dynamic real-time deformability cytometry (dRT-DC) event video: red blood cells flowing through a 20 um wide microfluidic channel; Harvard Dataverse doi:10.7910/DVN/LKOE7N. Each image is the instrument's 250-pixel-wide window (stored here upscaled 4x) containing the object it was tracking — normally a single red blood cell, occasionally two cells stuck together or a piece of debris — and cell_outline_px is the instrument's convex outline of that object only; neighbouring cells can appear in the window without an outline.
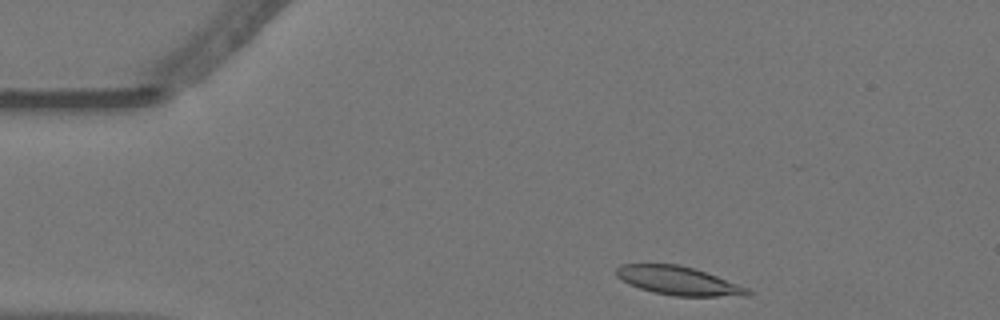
{"species": "Egyptian fruit bat (a non-hibernating species)", "species_latin": "Rousettus aegyptiacus", "temperature_condition": "warm", "stored_images_in_passage": 40, "camera_frame_rate_fps": 3000, "um_per_image_px": 0.085, "animal": {"sex": "female"}, "frame": {"image": 1, "passage_image": 2, "time_ms": 0.333, "image_size_px": [1000, 320], "cell_outline_px": [[752, 292], [748, 296], [672, 296], [652, 292], [628, 284], [616, 276], [616, 268], [620, 264], [676, 264], [692, 268], [716, 276], [748, 288]], "centroid_in_image_um": [57.63, 23.87], "position_along_channel_um": 27.4, "area_um2": 21.73}}
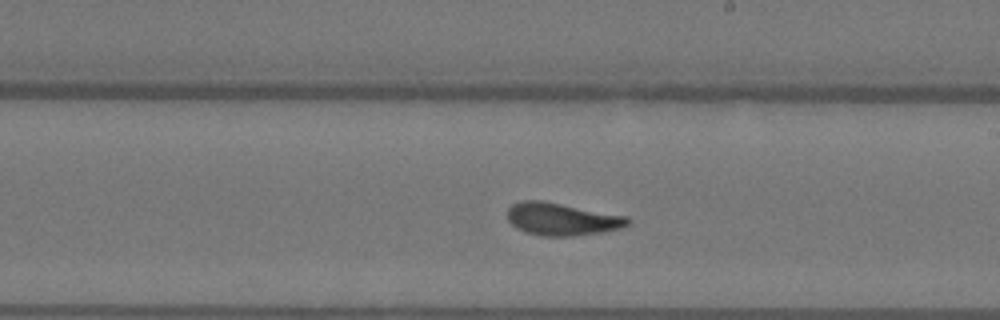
{"frame": {"image": 2, "passage_image": 25, "time_ms": 8.0, "image_size_px": [1000, 320], "cell_outline_px": [[632, 220], [628, 224], [620, 228], [604, 232], [572, 236], [540, 236], [524, 232], [516, 228], [508, 220], [508, 208], [512, 204], [520, 200], [544, 200], [628, 216]], "centroid_in_image_um": [47.76, 18.62], "position_along_channel_um": 241.2, "area_um2": 23.18}}
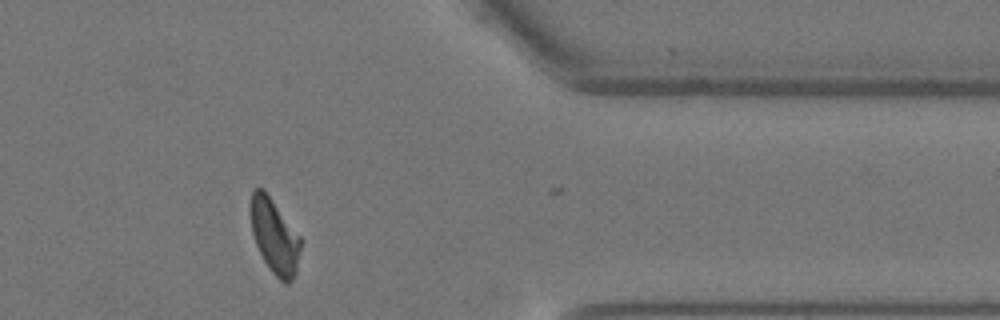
{"frame": {"image": 3, "passage_image": 39, "time_ms": 12.667, "image_size_px": [1000, 320], "cell_outline_px": [[300, 248], [296, 272], [292, 280], [288, 284], [284, 284], [272, 272], [264, 260], [256, 244], [252, 232], [248, 212], [252, 188], [264, 188], [300, 236]], "centroid_in_image_um": [23.29, 20.03], "position_along_channel_um": 388.1, "area_um2": 21.96}, "authors_computed_cell_mechanics": {"area_um2": 22.3975, "velocity_mm_per_s": 3.563, "shape_relaxation_time_tau1_ms": 5.2131, "shape_relaxation_time_tau2_ms": 1.4151, "deformation_change_tau1": 0.2086, "deformation_change_tau2": 0.0871}}